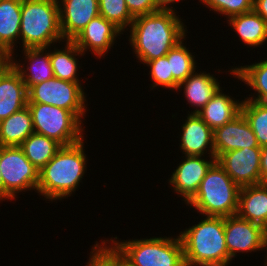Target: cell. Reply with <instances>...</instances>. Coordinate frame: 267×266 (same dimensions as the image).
I'll list each match as a JSON object with an SVG mask.
<instances>
[{
  "instance_id": "obj_1",
  "label": "cell",
  "mask_w": 267,
  "mask_h": 266,
  "mask_svg": "<svg viewBox=\"0 0 267 266\" xmlns=\"http://www.w3.org/2000/svg\"><path fill=\"white\" fill-rule=\"evenodd\" d=\"M178 11L159 10L155 13L140 15L134 18L128 28L129 45L133 56L139 63L166 56V54L185 36L187 27Z\"/></svg>"
},
{
  "instance_id": "obj_2",
  "label": "cell",
  "mask_w": 267,
  "mask_h": 266,
  "mask_svg": "<svg viewBox=\"0 0 267 266\" xmlns=\"http://www.w3.org/2000/svg\"><path fill=\"white\" fill-rule=\"evenodd\" d=\"M84 139L70 146H62L39 171L37 193L46 201L63 200L78 189L87 172L88 157ZM87 157V158H86Z\"/></svg>"
},
{
  "instance_id": "obj_3",
  "label": "cell",
  "mask_w": 267,
  "mask_h": 266,
  "mask_svg": "<svg viewBox=\"0 0 267 266\" xmlns=\"http://www.w3.org/2000/svg\"><path fill=\"white\" fill-rule=\"evenodd\" d=\"M204 217V218H203ZM198 224L186 227L179 236L183 244L185 266H228L224 217L203 216Z\"/></svg>"
},
{
  "instance_id": "obj_4",
  "label": "cell",
  "mask_w": 267,
  "mask_h": 266,
  "mask_svg": "<svg viewBox=\"0 0 267 266\" xmlns=\"http://www.w3.org/2000/svg\"><path fill=\"white\" fill-rule=\"evenodd\" d=\"M114 238V239H113ZM104 240L129 266H185L180 236ZM112 241V242H111Z\"/></svg>"
},
{
  "instance_id": "obj_5",
  "label": "cell",
  "mask_w": 267,
  "mask_h": 266,
  "mask_svg": "<svg viewBox=\"0 0 267 266\" xmlns=\"http://www.w3.org/2000/svg\"><path fill=\"white\" fill-rule=\"evenodd\" d=\"M58 0H22L21 49L63 44ZM57 42V43H56ZM53 44V45H52Z\"/></svg>"
},
{
  "instance_id": "obj_6",
  "label": "cell",
  "mask_w": 267,
  "mask_h": 266,
  "mask_svg": "<svg viewBox=\"0 0 267 266\" xmlns=\"http://www.w3.org/2000/svg\"><path fill=\"white\" fill-rule=\"evenodd\" d=\"M239 192L240 187L216 160L186 205L201 216H232L237 214Z\"/></svg>"
},
{
  "instance_id": "obj_7",
  "label": "cell",
  "mask_w": 267,
  "mask_h": 266,
  "mask_svg": "<svg viewBox=\"0 0 267 266\" xmlns=\"http://www.w3.org/2000/svg\"><path fill=\"white\" fill-rule=\"evenodd\" d=\"M32 115L34 132L51 138L62 146L83 139V122L70 110L44 103H27Z\"/></svg>"
},
{
  "instance_id": "obj_8",
  "label": "cell",
  "mask_w": 267,
  "mask_h": 266,
  "mask_svg": "<svg viewBox=\"0 0 267 266\" xmlns=\"http://www.w3.org/2000/svg\"><path fill=\"white\" fill-rule=\"evenodd\" d=\"M0 172L4 201L15 200L20 192H37L39 170L26 158L20 146H0Z\"/></svg>"
},
{
  "instance_id": "obj_9",
  "label": "cell",
  "mask_w": 267,
  "mask_h": 266,
  "mask_svg": "<svg viewBox=\"0 0 267 266\" xmlns=\"http://www.w3.org/2000/svg\"><path fill=\"white\" fill-rule=\"evenodd\" d=\"M27 94V103H44L60 107L73 112L82 122L85 120L88 111L87 94L81 82H69L53 77L31 86Z\"/></svg>"
},
{
  "instance_id": "obj_10",
  "label": "cell",
  "mask_w": 267,
  "mask_h": 266,
  "mask_svg": "<svg viewBox=\"0 0 267 266\" xmlns=\"http://www.w3.org/2000/svg\"><path fill=\"white\" fill-rule=\"evenodd\" d=\"M224 232L231 260H234L239 252L243 254L267 250V230L237 214L224 217ZM265 257L264 266H267V254Z\"/></svg>"
},
{
  "instance_id": "obj_11",
  "label": "cell",
  "mask_w": 267,
  "mask_h": 266,
  "mask_svg": "<svg viewBox=\"0 0 267 266\" xmlns=\"http://www.w3.org/2000/svg\"><path fill=\"white\" fill-rule=\"evenodd\" d=\"M183 157L167 181L177 196L183 198V203L187 204L197 193L201 181L216 161V157L195 155Z\"/></svg>"
},
{
  "instance_id": "obj_12",
  "label": "cell",
  "mask_w": 267,
  "mask_h": 266,
  "mask_svg": "<svg viewBox=\"0 0 267 266\" xmlns=\"http://www.w3.org/2000/svg\"><path fill=\"white\" fill-rule=\"evenodd\" d=\"M261 147L242 148L223 153L217 162L241 188L261 184Z\"/></svg>"
},
{
  "instance_id": "obj_13",
  "label": "cell",
  "mask_w": 267,
  "mask_h": 266,
  "mask_svg": "<svg viewBox=\"0 0 267 266\" xmlns=\"http://www.w3.org/2000/svg\"><path fill=\"white\" fill-rule=\"evenodd\" d=\"M123 32L112 22L101 15L93 18L72 40V42L84 53L90 51L94 57L100 59L111 51V47L118 36Z\"/></svg>"
},
{
  "instance_id": "obj_14",
  "label": "cell",
  "mask_w": 267,
  "mask_h": 266,
  "mask_svg": "<svg viewBox=\"0 0 267 266\" xmlns=\"http://www.w3.org/2000/svg\"><path fill=\"white\" fill-rule=\"evenodd\" d=\"M184 121L180 128L182 133L179 134L181 136L179 149L182 155L206 156L208 154V157H216L213 130L196 113H188Z\"/></svg>"
},
{
  "instance_id": "obj_15",
  "label": "cell",
  "mask_w": 267,
  "mask_h": 266,
  "mask_svg": "<svg viewBox=\"0 0 267 266\" xmlns=\"http://www.w3.org/2000/svg\"><path fill=\"white\" fill-rule=\"evenodd\" d=\"M216 160L231 150L260 147L256 136L242 113L213 131Z\"/></svg>"
},
{
  "instance_id": "obj_16",
  "label": "cell",
  "mask_w": 267,
  "mask_h": 266,
  "mask_svg": "<svg viewBox=\"0 0 267 266\" xmlns=\"http://www.w3.org/2000/svg\"><path fill=\"white\" fill-rule=\"evenodd\" d=\"M60 28L64 40H73L99 15L98 0H58Z\"/></svg>"
},
{
  "instance_id": "obj_17",
  "label": "cell",
  "mask_w": 267,
  "mask_h": 266,
  "mask_svg": "<svg viewBox=\"0 0 267 266\" xmlns=\"http://www.w3.org/2000/svg\"><path fill=\"white\" fill-rule=\"evenodd\" d=\"M22 54L24 56L22 57L23 63L20 62V59L17 61L13 56H9V58L12 67L20 74L21 79L26 84L27 90L33 85L54 77L49 47L22 49Z\"/></svg>"
},
{
  "instance_id": "obj_18",
  "label": "cell",
  "mask_w": 267,
  "mask_h": 266,
  "mask_svg": "<svg viewBox=\"0 0 267 266\" xmlns=\"http://www.w3.org/2000/svg\"><path fill=\"white\" fill-rule=\"evenodd\" d=\"M206 73V71L196 72V70L178 85L177 91L183 92L190 107H194L189 113H197L201 110L221 88V84L214 74ZM219 81V82H218ZM181 89V90H180ZM196 107V108H195Z\"/></svg>"
},
{
  "instance_id": "obj_19",
  "label": "cell",
  "mask_w": 267,
  "mask_h": 266,
  "mask_svg": "<svg viewBox=\"0 0 267 266\" xmlns=\"http://www.w3.org/2000/svg\"><path fill=\"white\" fill-rule=\"evenodd\" d=\"M26 84L12 65L0 76V121L27 106Z\"/></svg>"
},
{
  "instance_id": "obj_20",
  "label": "cell",
  "mask_w": 267,
  "mask_h": 266,
  "mask_svg": "<svg viewBox=\"0 0 267 266\" xmlns=\"http://www.w3.org/2000/svg\"><path fill=\"white\" fill-rule=\"evenodd\" d=\"M22 0H0V50L6 56H14L20 44ZM16 47V49H15Z\"/></svg>"
},
{
  "instance_id": "obj_21",
  "label": "cell",
  "mask_w": 267,
  "mask_h": 266,
  "mask_svg": "<svg viewBox=\"0 0 267 266\" xmlns=\"http://www.w3.org/2000/svg\"><path fill=\"white\" fill-rule=\"evenodd\" d=\"M222 87L196 114L214 131L241 113L242 100L223 93Z\"/></svg>"
},
{
  "instance_id": "obj_22",
  "label": "cell",
  "mask_w": 267,
  "mask_h": 266,
  "mask_svg": "<svg viewBox=\"0 0 267 266\" xmlns=\"http://www.w3.org/2000/svg\"><path fill=\"white\" fill-rule=\"evenodd\" d=\"M237 215L267 230V183L240 188Z\"/></svg>"
},
{
  "instance_id": "obj_23",
  "label": "cell",
  "mask_w": 267,
  "mask_h": 266,
  "mask_svg": "<svg viewBox=\"0 0 267 266\" xmlns=\"http://www.w3.org/2000/svg\"><path fill=\"white\" fill-rule=\"evenodd\" d=\"M229 26L239 37L240 42L249 47H259L267 41V22L254 10L227 19Z\"/></svg>"
},
{
  "instance_id": "obj_24",
  "label": "cell",
  "mask_w": 267,
  "mask_h": 266,
  "mask_svg": "<svg viewBox=\"0 0 267 266\" xmlns=\"http://www.w3.org/2000/svg\"><path fill=\"white\" fill-rule=\"evenodd\" d=\"M64 43V47L60 49L53 45L54 50H51L49 46L54 77L69 82H80L78 68L80 71L81 66L78 57L85 54L71 40H65Z\"/></svg>"
},
{
  "instance_id": "obj_25",
  "label": "cell",
  "mask_w": 267,
  "mask_h": 266,
  "mask_svg": "<svg viewBox=\"0 0 267 266\" xmlns=\"http://www.w3.org/2000/svg\"><path fill=\"white\" fill-rule=\"evenodd\" d=\"M228 73L255 91L249 97L246 96L245 100L267 103V58L250 65L232 67Z\"/></svg>"
},
{
  "instance_id": "obj_26",
  "label": "cell",
  "mask_w": 267,
  "mask_h": 266,
  "mask_svg": "<svg viewBox=\"0 0 267 266\" xmlns=\"http://www.w3.org/2000/svg\"><path fill=\"white\" fill-rule=\"evenodd\" d=\"M33 132L32 115L26 106L0 121V146H20Z\"/></svg>"
},
{
  "instance_id": "obj_27",
  "label": "cell",
  "mask_w": 267,
  "mask_h": 266,
  "mask_svg": "<svg viewBox=\"0 0 267 266\" xmlns=\"http://www.w3.org/2000/svg\"><path fill=\"white\" fill-rule=\"evenodd\" d=\"M26 158L40 171L62 148L57 141L33 132L20 145Z\"/></svg>"
},
{
  "instance_id": "obj_28",
  "label": "cell",
  "mask_w": 267,
  "mask_h": 266,
  "mask_svg": "<svg viewBox=\"0 0 267 266\" xmlns=\"http://www.w3.org/2000/svg\"><path fill=\"white\" fill-rule=\"evenodd\" d=\"M186 36L178 42L167 54L170 61V73L173 75V90H177L178 85L197 70L196 57L186 47L184 40Z\"/></svg>"
},
{
  "instance_id": "obj_29",
  "label": "cell",
  "mask_w": 267,
  "mask_h": 266,
  "mask_svg": "<svg viewBox=\"0 0 267 266\" xmlns=\"http://www.w3.org/2000/svg\"><path fill=\"white\" fill-rule=\"evenodd\" d=\"M241 113L253 130L259 146H267V103L244 99Z\"/></svg>"
},
{
  "instance_id": "obj_30",
  "label": "cell",
  "mask_w": 267,
  "mask_h": 266,
  "mask_svg": "<svg viewBox=\"0 0 267 266\" xmlns=\"http://www.w3.org/2000/svg\"><path fill=\"white\" fill-rule=\"evenodd\" d=\"M99 15L112 22L123 33L128 31L134 17L127 9L125 0H98Z\"/></svg>"
},
{
  "instance_id": "obj_31",
  "label": "cell",
  "mask_w": 267,
  "mask_h": 266,
  "mask_svg": "<svg viewBox=\"0 0 267 266\" xmlns=\"http://www.w3.org/2000/svg\"><path fill=\"white\" fill-rule=\"evenodd\" d=\"M202 5L216 14L229 19L232 16L247 13L253 10L254 0H199Z\"/></svg>"
},
{
  "instance_id": "obj_32",
  "label": "cell",
  "mask_w": 267,
  "mask_h": 266,
  "mask_svg": "<svg viewBox=\"0 0 267 266\" xmlns=\"http://www.w3.org/2000/svg\"><path fill=\"white\" fill-rule=\"evenodd\" d=\"M149 67V74L152 80L150 89L155 90L157 87L173 90V75L170 73V61L167 56L145 63Z\"/></svg>"
},
{
  "instance_id": "obj_33",
  "label": "cell",
  "mask_w": 267,
  "mask_h": 266,
  "mask_svg": "<svg viewBox=\"0 0 267 266\" xmlns=\"http://www.w3.org/2000/svg\"><path fill=\"white\" fill-rule=\"evenodd\" d=\"M91 248L85 266H113V250L104 240L100 244L96 241Z\"/></svg>"
},
{
  "instance_id": "obj_34",
  "label": "cell",
  "mask_w": 267,
  "mask_h": 266,
  "mask_svg": "<svg viewBox=\"0 0 267 266\" xmlns=\"http://www.w3.org/2000/svg\"><path fill=\"white\" fill-rule=\"evenodd\" d=\"M125 2L127 9L134 18L159 11L154 0H125Z\"/></svg>"
},
{
  "instance_id": "obj_35",
  "label": "cell",
  "mask_w": 267,
  "mask_h": 266,
  "mask_svg": "<svg viewBox=\"0 0 267 266\" xmlns=\"http://www.w3.org/2000/svg\"><path fill=\"white\" fill-rule=\"evenodd\" d=\"M260 176L261 183H267V146L261 147Z\"/></svg>"
},
{
  "instance_id": "obj_36",
  "label": "cell",
  "mask_w": 267,
  "mask_h": 266,
  "mask_svg": "<svg viewBox=\"0 0 267 266\" xmlns=\"http://www.w3.org/2000/svg\"><path fill=\"white\" fill-rule=\"evenodd\" d=\"M253 10L267 22V0H254Z\"/></svg>"
},
{
  "instance_id": "obj_37",
  "label": "cell",
  "mask_w": 267,
  "mask_h": 266,
  "mask_svg": "<svg viewBox=\"0 0 267 266\" xmlns=\"http://www.w3.org/2000/svg\"><path fill=\"white\" fill-rule=\"evenodd\" d=\"M155 1V5L159 10H174L177 11L175 8L176 7H172V5L174 6V4H176L175 2L178 3V1H182V0H154Z\"/></svg>"
},
{
  "instance_id": "obj_38",
  "label": "cell",
  "mask_w": 267,
  "mask_h": 266,
  "mask_svg": "<svg viewBox=\"0 0 267 266\" xmlns=\"http://www.w3.org/2000/svg\"><path fill=\"white\" fill-rule=\"evenodd\" d=\"M11 66L9 56L0 59V76Z\"/></svg>"
},
{
  "instance_id": "obj_39",
  "label": "cell",
  "mask_w": 267,
  "mask_h": 266,
  "mask_svg": "<svg viewBox=\"0 0 267 266\" xmlns=\"http://www.w3.org/2000/svg\"><path fill=\"white\" fill-rule=\"evenodd\" d=\"M113 266H129V265L113 251Z\"/></svg>"
},
{
  "instance_id": "obj_40",
  "label": "cell",
  "mask_w": 267,
  "mask_h": 266,
  "mask_svg": "<svg viewBox=\"0 0 267 266\" xmlns=\"http://www.w3.org/2000/svg\"><path fill=\"white\" fill-rule=\"evenodd\" d=\"M4 201V186H3V179L0 172V202Z\"/></svg>"
},
{
  "instance_id": "obj_41",
  "label": "cell",
  "mask_w": 267,
  "mask_h": 266,
  "mask_svg": "<svg viewBox=\"0 0 267 266\" xmlns=\"http://www.w3.org/2000/svg\"><path fill=\"white\" fill-rule=\"evenodd\" d=\"M5 57H7V56L0 50V59H3Z\"/></svg>"
}]
</instances>
